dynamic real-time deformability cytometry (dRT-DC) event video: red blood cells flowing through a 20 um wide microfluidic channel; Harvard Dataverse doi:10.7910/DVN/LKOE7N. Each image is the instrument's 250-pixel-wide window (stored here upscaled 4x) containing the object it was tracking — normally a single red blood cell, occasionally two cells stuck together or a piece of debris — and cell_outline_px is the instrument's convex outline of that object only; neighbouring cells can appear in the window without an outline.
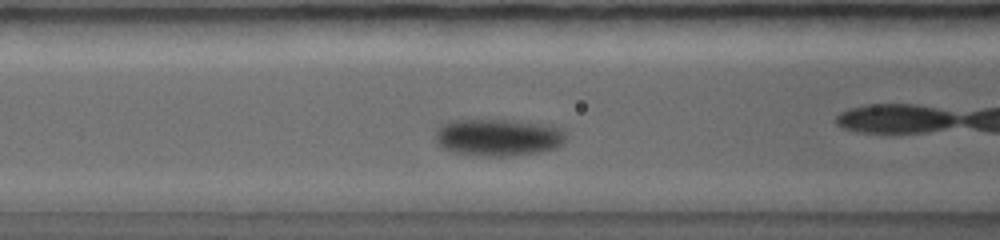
{"species": "common noctule bat (a hibernating species)", "species_latin": "Nyctalus noctula", "temperature_condition": "warm", "stored_images_in_passage": 19, "camera_frame_rate_fps": 5000, "um_per_image_px": 0.085, "animal": {"sex": "female", "body_mass_g": 19.0, "forearm_length_mm": 56.7}, "frame": {"image": 1, "passage_image": 6, "time_ms": 2.4, "image_size_px": [1000, 240], "cell_outline_px": [[564, 140], [556, 148], [540, 152], [508, 156], [480, 156], [452, 152], [444, 148], [440, 144], [436, 136], [436, 128], [448, 120], [512, 120], [544, 124], [556, 128], [564, 132]], "centroid_in_image_um": [42.3, 11.67], "position_along_channel_um": 124.3, "area_um2": 28.03}}